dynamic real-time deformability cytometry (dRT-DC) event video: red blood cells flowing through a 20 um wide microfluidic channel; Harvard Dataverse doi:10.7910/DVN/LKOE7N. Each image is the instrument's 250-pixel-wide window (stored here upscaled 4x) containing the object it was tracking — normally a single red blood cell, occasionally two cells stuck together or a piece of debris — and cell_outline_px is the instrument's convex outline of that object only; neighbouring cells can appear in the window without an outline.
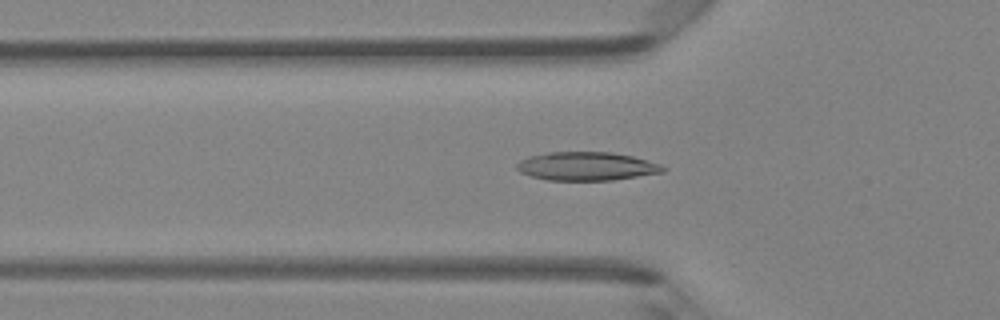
{"species": "Egyptian fruit bat (a non-hibernating species)", "species_latin": "Rousettus aegyptiacus", "temperature_condition": "room temperature", "stored_images_in_passage": 33, "camera_frame_rate_fps": 3000, "um_per_image_px": 0.085, "animal": {"sex": "female"}, "frame": {"image": 1, "passage_image": 7, "time_ms": 2.0, "image_size_px": [1000, 320], "cell_outline_px": [[668, 168], [664, 172], [612, 180], [548, 180], [532, 176], [520, 172], [516, 168], [516, 164], [520, 160], [528, 156], [548, 152], [612, 152], [632, 156], [660, 164]], "centroid_in_image_um": [49.86, 14.12], "position_along_channel_um": 75.9, "area_um2": 24.28}}
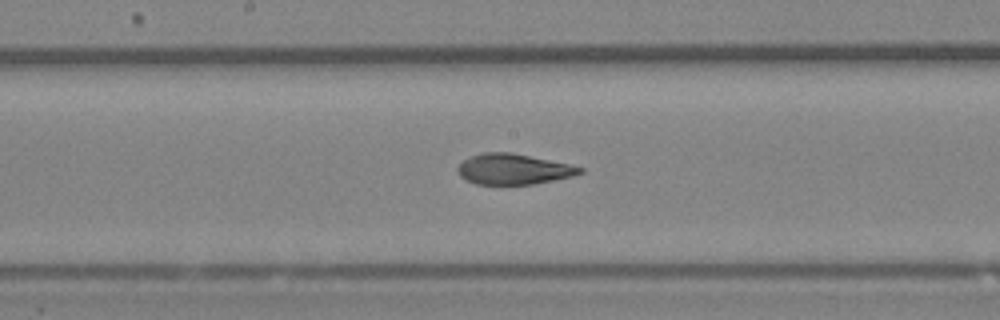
{"frame": {"image": 2, "passage_image": 16, "time_ms": 5.0, "image_size_px": [1000, 320], "cell_outline_px": [[584, 172], [572, 176], [532, 184], [476, 184], [460, 176], [456, 168], [464, 160], [472, 156], [484, 152], [512, 152], [568, 164], [584, 168]], "centroid_in_image_um": [43.63, 14.37], "position_along_channel_um": 204.6, "area_um2": 21.5}}
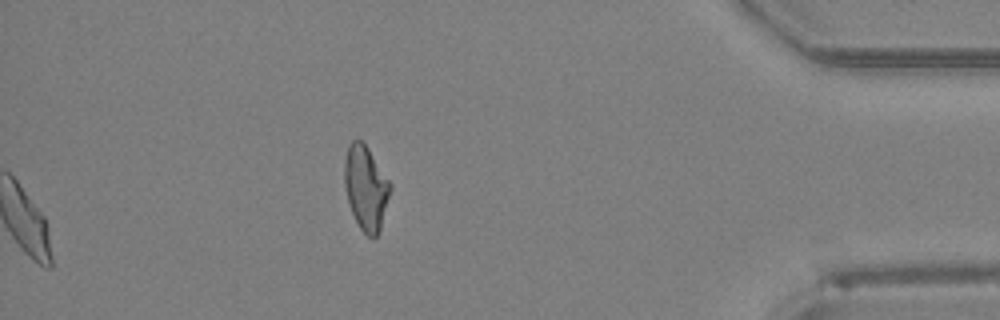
{"frame": {"image": 3, "passage_image": 33, "time_ms": 10.667, "image_size_px": [1000, 320], "cell_outline_px": [[392, 188], [380, 232], [376, 236], [368, 236], [360, 228], [352, 212], [344, 188], [344, 160], [348, 144], [352, 140], [360, 140], [368, 148], [392, 184]], "centroid_in_image_um": [31.1, 15.96], "position_along_channel_um": 404.1, "area_um2": 22.6}, "authors_computed_cell_mechanics": {"area_um2": 22.3686, "velocity_mm_per_s": 4.2793, "shape_relaxation_time_tau1_ms": 3.8265, "shape_relaxation_time_tau2_ms": 1.5392, "deformation_change_tau1": 0.1421, "deformation_change_tau2": 0.0774}}